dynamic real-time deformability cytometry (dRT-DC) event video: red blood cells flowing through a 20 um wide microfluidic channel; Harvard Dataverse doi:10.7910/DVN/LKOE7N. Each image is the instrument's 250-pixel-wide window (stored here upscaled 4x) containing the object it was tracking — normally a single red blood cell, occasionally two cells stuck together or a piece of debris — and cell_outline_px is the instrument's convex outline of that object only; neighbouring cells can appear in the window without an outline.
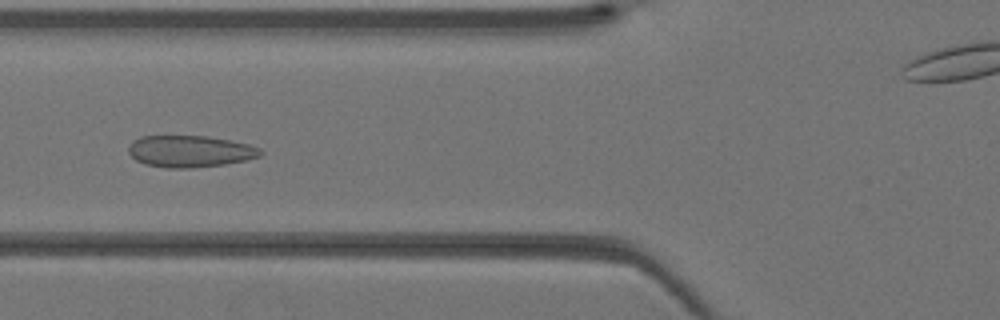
{"species": "Egyptian fruit bat (a non-hibernating species)", "species_latin": "Rousettus aegyptiacus", "temperature_condition": "warm", "stored_images_in_passage": 36, "camera_frame_rate_fps": 3000, "um_per_image_px": 0.085, "animal": {"sex": "female"}, "frame": {"image": 1, "passage_image": 15, "time_ms": 4.667, "image_size_px": [1000, 320], "cell_outline_px": [[264, 152], [260, 156], [244, 160], [224, 164], [192, 168], [164, 168], [144, 164], [136, 160], [128, 152], [128, 148], [132, 140], [140, 136], [208, 136], [248, 144], [260, 148]], "centroid_in_image_um": [16.12, 12.86], "position_along_channel_um": 109.7, "area_um2": 24.45}}
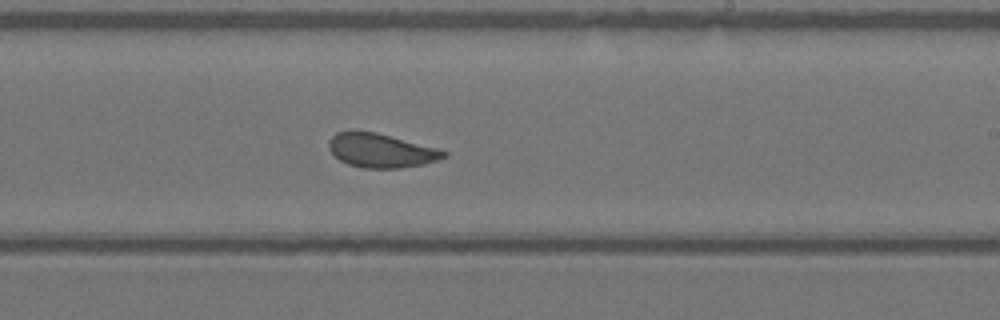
{"frame": {"image": 2, "passage_image": 24, "time_ms": 7.667, "image_size_px": [1000, 320], "cell_outline_px": [[448, 156], [424, 164], [400, 168], [364, 168], [348, 164], [340, 160], [328, 148], [328, 140], [336, 132], [376, 132], [440, 148], [448, 152]], "centroid_in_image_um": [32.43, 12.8], "position_along_channel_um": 256.6, "area_um2": 22.72}}
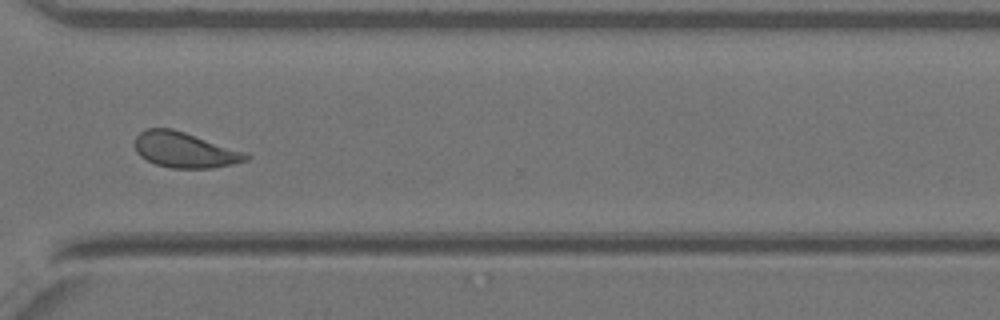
{"frame": {"image": 3, "passage_image": 30, "time_ms": 9.667, "image_size_px": [1000, 320], "cell_outline_px": [[252, 156], [248, 160], [232, 164], [212, 168], [172, 168], [156, 164], [140, 156], [136, 152], [136, 136], [144, 128], [172, 128], [248, 152]], "centroid_in_image_um": [15.75, 12.74], "position_along_channel_um": 354.9, "area_um2": 23.12}}